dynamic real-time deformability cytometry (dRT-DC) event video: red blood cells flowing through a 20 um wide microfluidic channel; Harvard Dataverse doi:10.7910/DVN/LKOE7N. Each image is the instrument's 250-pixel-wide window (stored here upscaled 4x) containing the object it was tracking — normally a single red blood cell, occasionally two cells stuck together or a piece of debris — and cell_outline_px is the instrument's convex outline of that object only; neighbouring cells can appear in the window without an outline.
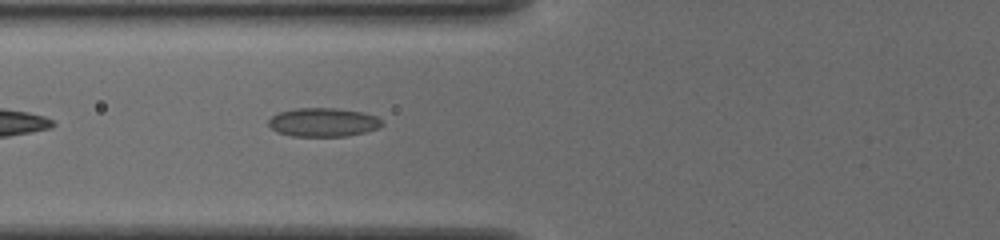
{"species": "common noctule bat (a hibernating species)", "species_latin": "Nyctalus noctula", "temperature_condition": "cold", "stored_images_in_passage": 16, "camera_frame_rate_fps": 3000, "um_per_image_px": 0.085, "animal": {"sex": "female", "body_mass_g": 19.5, "forearm_length_mm": 54.1}, "frame": {"image": 1, "passage_image": 3, "time_ms": 0.667, "image_size_px": [1000, 240], "cell_outline_px": [[384, 124], [380, 128], [348, 136], [292, 136], [276, 132], [268, 124], [268, 120], [272, 116], [280, 112], [296, 108], [336, 108], [360, 112], [376, 116]], "centroid_in_image_um": [27.47, 10.4], "position_along_channel_um": 98.3, "area_um2": 18.96}}
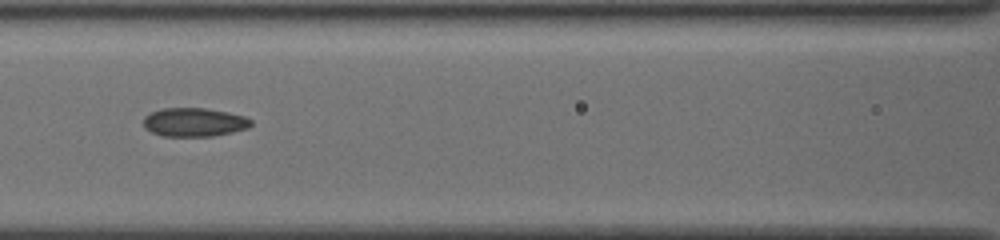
{"frame": {"image": 2, "passage_image": 7, "time_ms": 2.0, "image_size_px": [1000, 240], "cell_outline_px": [[252, 124], [248, 128], [232, 132], [212, 136], [160, 136], [144, 128], [144, 116], [160, 108], [204, 108], [228, 112], [244, 116], [252, 120]], "centroid_in_image_um": [16.49, 10.39], "position_along_channel_um": 150.1, "area_um2": 18.03}}
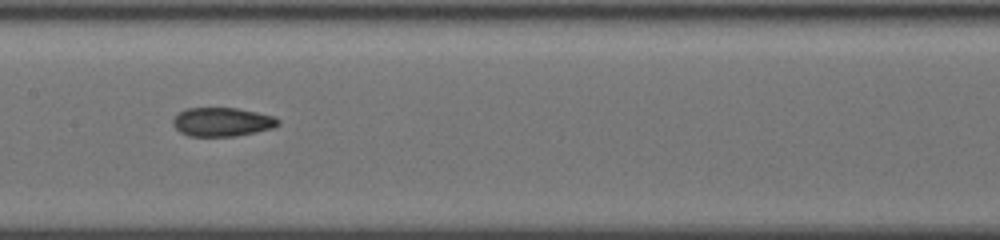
{"frame": {"image": 3, "passage_image": 10, "time_ms": 3.0, "image_size_px": [1000, 240], "cell_outline_px": [[280, 124], [272, 128], [256, 132], [236, 136], [188, 136], [180, 132], [172, 124], [172, 120], [180, 112], [188, 108], [236, 108], [256, 112], [272, 116], [280, 120]], "centroid_in_image_um": [18.88, 10.37], "position_along_channel_um": 188.5, "area_um2": 17.57}}